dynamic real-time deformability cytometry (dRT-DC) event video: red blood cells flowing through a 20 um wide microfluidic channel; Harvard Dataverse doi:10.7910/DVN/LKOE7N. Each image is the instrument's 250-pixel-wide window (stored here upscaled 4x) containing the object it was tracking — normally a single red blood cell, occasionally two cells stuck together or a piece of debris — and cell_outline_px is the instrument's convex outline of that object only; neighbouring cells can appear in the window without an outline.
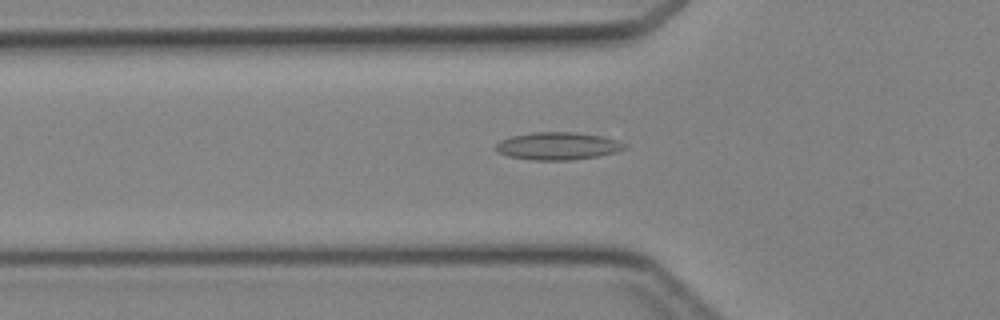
{"species": "Egyptian fruit bat (a non-hibernating species)", "species_latin": "Rousettus aegyptiacus", "temperature_condition": "cold", "stored_images_in_passage": 45, "camera_frame_rate_fps": 3000, "um_per_image_px": 0.085, "animal": {"sex": "female"}, "frame": {"image": 1, "passage_image": 16, "time_ms": 5.0, "image_size_px": [1000, 320], "cell_outline_px": [[628, 148], [616, 152], [596, 156], [568, 160], [532, 160], [508, 156], [500, 152], [496, 148], [496, 144], [500, 140], [512, 136], [532, 132], [576, 132], [600, 136], [616, 140], [628, 144]], "centroid_in_image_um": [47.43, 12.4], "position_along_channel_um": 78.4, "area_um2": 20.58}}
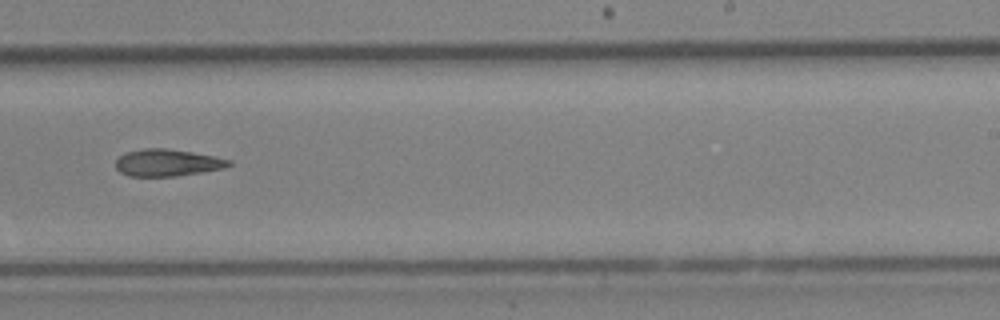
{"frame": {"image": 2, "passage_image": 29, "time_ms": 9.333, "image_size_px": [1000, 320], "cell_outline_px": [[232, 164], [224, 168], [176, 176], [128, 176], [120, 172], [116, 168], [116, 160], [124, 152], [144, 148], [168, 148], [192, 152], [232, 160]], "centroid_in_image_um": [14.2, 13.82], "position_along_channel_um": 274.8, "area_um2": 17.8}}
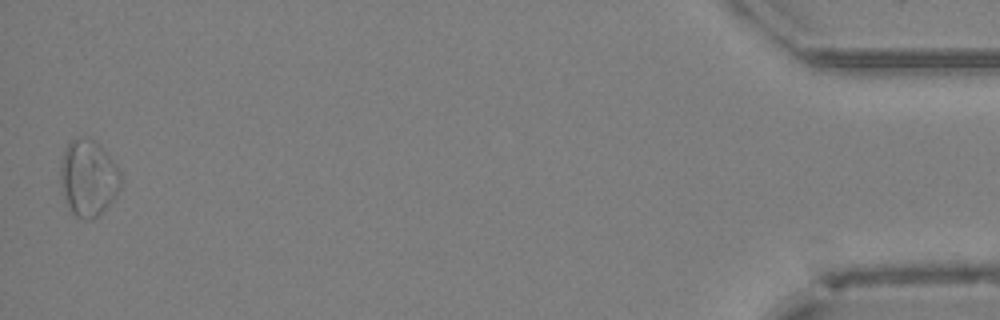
{"frame": {"image": 3, "passage_image": 45, "time_ms": 14.667, "image_size_px": [1000, 320], "cell_outline_px": [[120, 188], [116, 196], [92, 220], [84, 220], [76, 216], [68, 208], [60, 192], [60, 160], [64, 148], [72, 140], [84, 136], [96, 140], [116, 164], [120, 172]], "centroid_in_image_um": [7.46, 15.12], "position_along_channel_um": 427.7, "area_um2": 27.22}}